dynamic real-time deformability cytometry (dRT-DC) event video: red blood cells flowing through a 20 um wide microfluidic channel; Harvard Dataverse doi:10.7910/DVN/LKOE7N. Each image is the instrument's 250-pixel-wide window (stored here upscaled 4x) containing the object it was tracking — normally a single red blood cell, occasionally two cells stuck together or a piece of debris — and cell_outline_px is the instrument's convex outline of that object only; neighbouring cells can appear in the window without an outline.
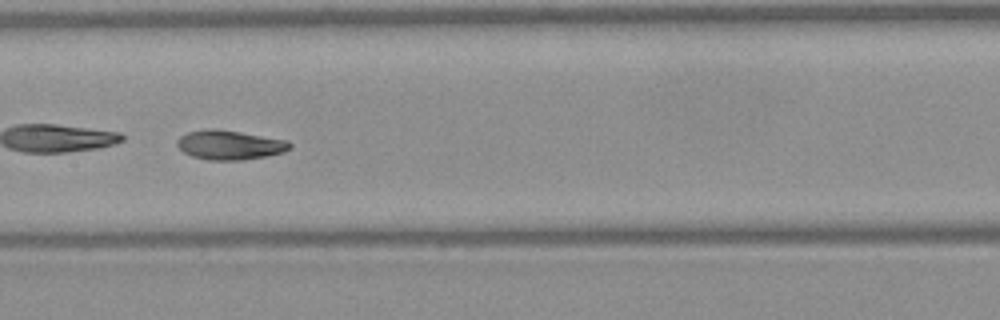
{"species": "Egyptian fruit bat (a non-hibernating species)", "species_latin": "Rousettus aegyptiacus", "temperature_condition": "warm", "stored_images_in_passage": 33, "camera_frame_rate_fps": 3000, "um_per_image_px": 0.085, "frame": {"image": 1, "passage_image": 10, "time_ms": 3.0, "image_size_px": [1000, 320], "cell_outline_px": [[292, 148], [284, 152], [264, 156], [240, 160], [208, 160], [192, 156], [184, 152], [176, 144], [176, 140], [180, 136], [188, 132], [208, 128], [216, 128], [288, 140], [292, 144]], "centroid_in_image_um": [19.52, 12.31], "position_along_channel_um": 187.9, "area_um2": 19.31}, "authors_computed_cell_mechanics": {"area_um2": 19.4786, "velocity_mm_per_s": 4.0597, "shape_relaxation_time_tau1_ms": 5.1355, "shape_relaxation_time_tau2_ms": 1.5129, "deformation_change_tau1": 0.1707, "deformation_change_tau2": 0.0672}}